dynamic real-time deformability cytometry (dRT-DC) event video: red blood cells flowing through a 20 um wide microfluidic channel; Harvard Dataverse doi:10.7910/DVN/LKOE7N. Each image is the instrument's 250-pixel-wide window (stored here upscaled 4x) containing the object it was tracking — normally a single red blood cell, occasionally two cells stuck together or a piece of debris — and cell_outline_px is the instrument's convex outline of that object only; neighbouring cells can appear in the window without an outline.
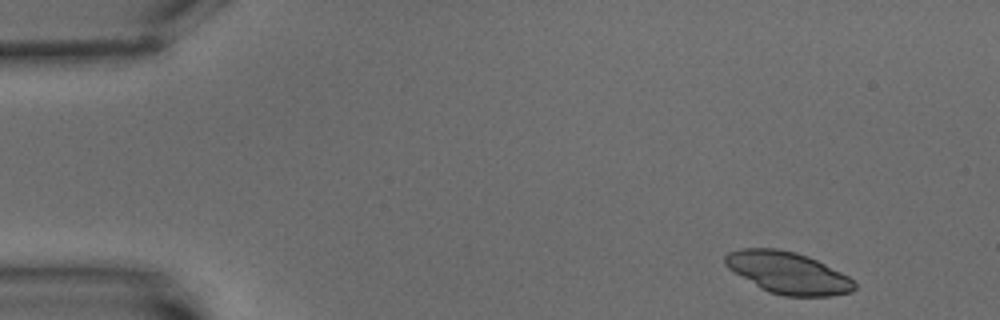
{"species": "common noctule bat (a hibernating species)", "species_latin": "Nyctalus noctula", "temperature_condition": "warm", "stored_images_in_passage": 3, "camera_frame_rate_fps": 3000, "um_per_image_px": 0.085, "animal": {"sex": "male", "body_mass_g": 15.6}, "frame": {"image": 1, "passage_image": 1, "time_ms": 0.0, "image_size_px": [1000, 320], "cell_outline_px": [[856, 288], [852, 292], [832, 296], [784, 296], [768, 292], [760, 288], [728, 268], [724, 264], [724, 256], [728, 252], [740, 248], [776, 248], [796, 252], [808, 256], [848, 276], [856, 284]], "centroid_in_image_um": [66.96, 23.18], "position_along_channel_um": 18.0, "area_um2": 31.5}}